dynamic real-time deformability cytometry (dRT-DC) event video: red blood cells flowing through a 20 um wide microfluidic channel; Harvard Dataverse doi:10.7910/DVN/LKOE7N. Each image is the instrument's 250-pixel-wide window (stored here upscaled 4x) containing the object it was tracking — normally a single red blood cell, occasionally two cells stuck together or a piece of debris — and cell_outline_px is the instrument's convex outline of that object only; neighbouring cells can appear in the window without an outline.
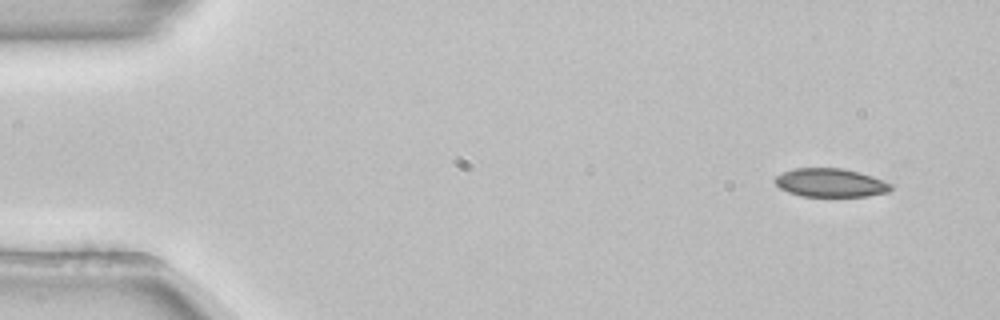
{"species": "common noctule bat (a hibernating species)", "species_latin": "Nyctalus noctula", "temperature_condition": "room temperature", "stored_images_in_passage": 50, "camera_frame_rate_fps": 3000, "um_per_image_px": 0.085, "animal": {"sex": "female", "body_mass_g": 22.7, "forearm_length_mm": 54.2}, "frame": {"image": 1, "passage_image": 1, "time_ms": 0.0, "image_size_px": [1000, 320], "cell_outline_px": [[892, 188], [888, 192], [868, 196], [800, 196], [788, 192], [780, 188], [776, 184], [776, 176], [792, 168], [840, 168], [860, 172], [872, 176], [892, 184]], "centroid_in_image_um": [70.6, 15.53], "position_along_channel_um": 14.4, "area_um2": 19.19}}
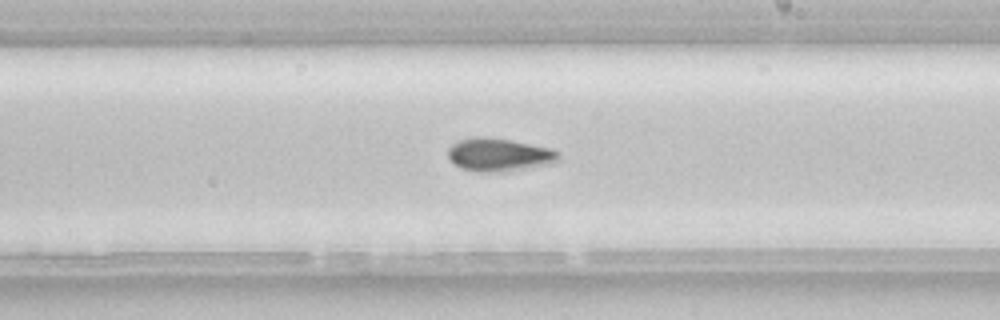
{"frame": {"image": 2, "passage_image": 28, "time_ms": 9.0, "image_size_px": [1000, 320], "cell_outline_px": [[560, 160], [548, 164], [520, 168], [488, 172], [480, 172], [460, 168], [448, 156], [448, 148], [452, 144], [460, 140], [472, 136], [488, 136], [512, 140], [552, 148], [560, 152]], "centroid_in_image_um": [42.42, 13.11], "position_along_channel_um": 246.6, "area_um2": 21.15}}
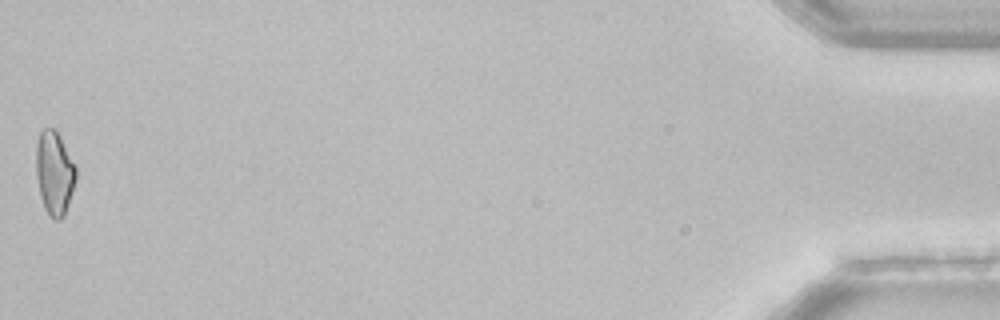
{"frame": {"image": 3, "passage_image": 50, "time_ms": 16.333, "image_size_px": [1000, 320], "cell_outline_px": [[76, 180], [64, 216], [60, 220], [52, 220], [48, 216], [44, 208], [40, 196], [36, 176], [36, 144], [40, 132], [44, 128], [56, 128], [76, 164]], "centroid_in_image_um": [4.63, 14.7], "position_along_channel_um": 430.6, "area_um2": 19.88}, "authors_computed_cell_mechanics": {"area_um2": 20.3167, "velocity_mm_per_s": 3.8872, "shape_relaxation_time_tau1_ms": 9.0338, "shape_relaxation_time_tau2_ms": 6.9936, "deformation_change_tau1": 0.1551, "deformation_change_tau2": 0.115}}